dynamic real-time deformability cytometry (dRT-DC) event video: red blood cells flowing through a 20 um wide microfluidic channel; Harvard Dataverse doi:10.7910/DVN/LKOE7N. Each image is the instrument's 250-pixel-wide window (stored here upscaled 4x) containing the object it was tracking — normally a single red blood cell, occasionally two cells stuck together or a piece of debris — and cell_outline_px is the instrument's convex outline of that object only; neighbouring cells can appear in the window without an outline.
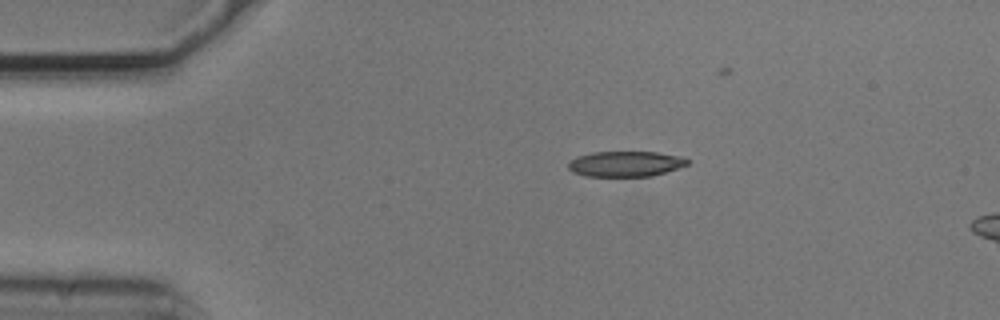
{"species": "common noctule bat (a hibernating species)", "species_latin": "Nyctalus noctula", "temperature_condition": "cold", "stored_images_in_passage": 5, "camera_frame_rate_fps": 3000, "um_per_image_px": 0.085, "animal": {"sex": "male", "body_mass_g": 20.5, "forearm_length_mm": 52.5}, "frame": {"image": 1, "passage_image": 1, "time_ms": 0.0, "image_size_px": [1000, 320], "cell_outline_px": [[688, 164], [652, 176], [584, 176], [572, 172], [568, 168], [568, 164], [576, 156], [592, 152], [656, 152], [680, 156], [688, 160]], "centroid_in_image_um": [53.12, 13.93], "position_along_channel_um": 31.9, "area_um2": 17.51}}